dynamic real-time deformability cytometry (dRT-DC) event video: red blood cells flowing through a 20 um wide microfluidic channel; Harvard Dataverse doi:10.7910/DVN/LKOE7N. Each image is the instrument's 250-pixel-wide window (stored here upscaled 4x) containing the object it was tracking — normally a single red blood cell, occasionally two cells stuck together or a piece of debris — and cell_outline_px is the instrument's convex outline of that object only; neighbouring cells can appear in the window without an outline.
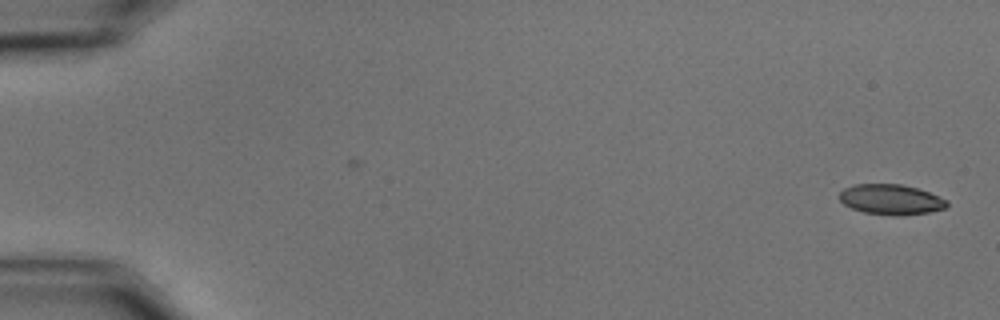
{"species": "common noctule bat (a hibernating species)", "species_latin": "Nyctalus noctula", "temperature_condition": "cold", "stored_images_in_passage": 58, "camera_frame_rate_fps": 3000, "um_per_image_px": 0.085, "animal": {"sex": "male", "body_mass_g": 15.6}, "frame": {"image": 1, "passage_image": 1, "time_ms": 0.0, "image_size_px": [1000, 320], "cell_outline_px": [[948, 204], [944, 208], [928, 212], [900, 216], [892, 216], [864, 212], [852, 208], [844, 204], [840, 200], [840, 192], [844, 188], [852, 184], [900, 184], [916, 188], [928, 192], [948, 200]], "centroid_in_image_um": [75.71, 16.96], "position_along_channel_um": 9.3, "area_um2": 18.9}}
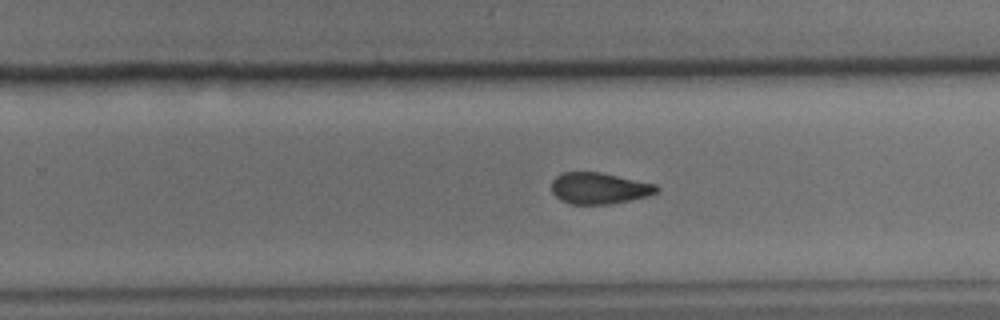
{"frame": {"image": 2, "passage_image": 37, "time_ms": 12.0, "image_size_px": [1000, 320], "cell_outline_px": [[660, 188], [656, 192], [648, 196], [612, 204], [568, 204], [560, 200], [552, 192], [552, 180], [556, 176], [564, 172], [600, 172], [656, 184]], "centroid_in_image_um": [50.92, 16.01], "position_along_channel_um": 278.9, "area_um2": 19.25}}
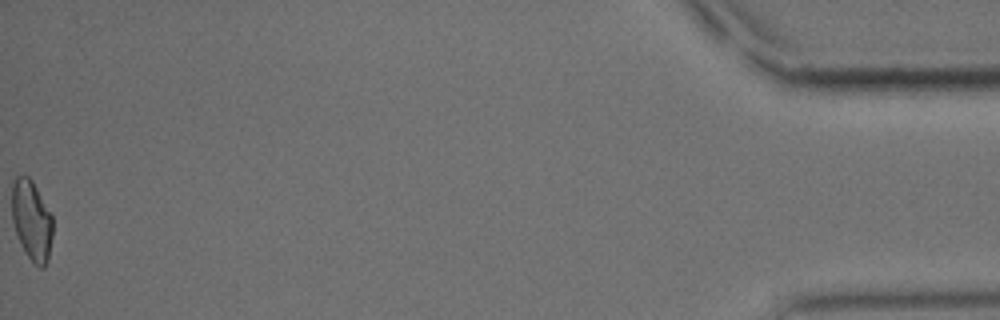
{"frame": {"image": 3, "passage_image": 58, "time_ms": 19.0, "image_size_px": [1000, 320], "cell_outline_px": [[52, 236], [48, 260], [44, 268], [40, 268], [28, 256], [20, 244], [12, 220], [12, 184], [16, 176], [28, 176], [32, 180], [52, 216]], "centroid_in_image_um": [2.69, 18.73], "position_along_channel_um": 432.5, "area_um2": 18.9}, "authors_computed_cell_mechanics": {"area_um2": 19.7965, "velocity_mm_per_s": 3.4857, "shape_relaxation_time_tau1_ms": 6.9063, "shape_relaxation_time_tau2_ms": 3.9679, "deformation_change_tau1": 0.1409, "deformation_change_tau2": 0.0954}}